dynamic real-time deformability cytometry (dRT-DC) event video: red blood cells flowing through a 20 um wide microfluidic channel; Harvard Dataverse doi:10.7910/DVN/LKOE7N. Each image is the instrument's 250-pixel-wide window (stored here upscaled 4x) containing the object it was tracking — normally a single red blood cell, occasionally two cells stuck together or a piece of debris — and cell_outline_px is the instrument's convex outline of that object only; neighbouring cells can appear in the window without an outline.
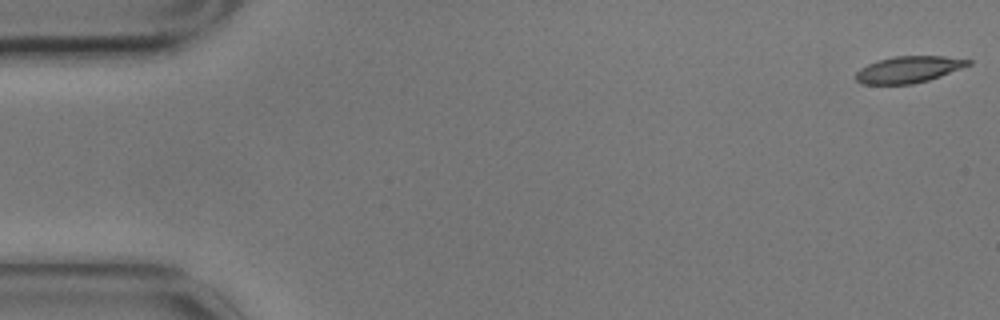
{"species": "common noctule bat (a hibernating species)", "species_latin": "Nyctalus noctula", "temperature_condition": "cold", "stored_images_in_passage": 5, "camera_frame_rate_fps": 3000, "um_per_image_px": 0.085, "animal": {"sex": "male", "body_mass_g": 17.9}, "frame": {"image": 1, "passage_image": 1, "time_ms": 0.0, "image_size_px": [1000, 320], "cell_outline_px": [[972, 64], [940, 76], [928, 80], [912, 84], [860, 84], [856, 80], [856, 72], [860, 68], [876, 60], [892, 56], [944, 56], [972, 60]], "centroid_in_image_um": [77.21, 5.9], "position_along_channel_um": 7.8, "area_um2": 17.46}}